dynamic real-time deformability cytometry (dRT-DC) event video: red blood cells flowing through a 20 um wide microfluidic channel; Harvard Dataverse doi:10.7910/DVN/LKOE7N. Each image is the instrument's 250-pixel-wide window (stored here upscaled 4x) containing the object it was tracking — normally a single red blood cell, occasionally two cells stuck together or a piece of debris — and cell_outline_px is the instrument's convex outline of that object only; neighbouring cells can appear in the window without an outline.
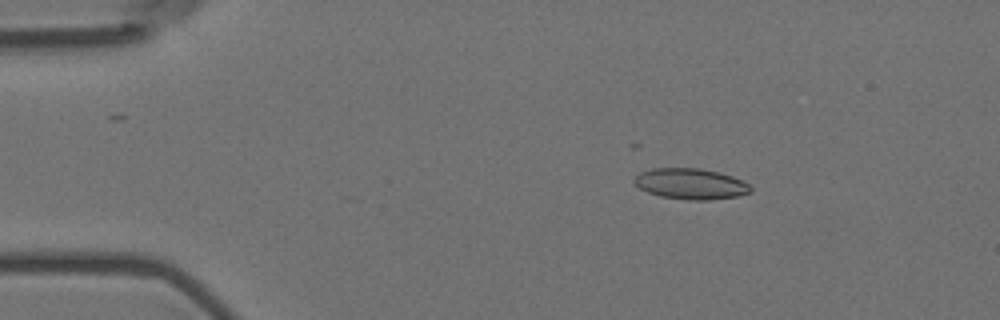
{"species": "Egyptian fruit bat (a non-hibernating species)", "species_latin": "Rousettus aegyptiacus", "temperature_condition": "room temperature", "stored_images_in_passage": 23, "camera_frame_rate_fps": 3000, "um_per_image_px": 0.085, "animal": {"sex": "female"}, "frame": {"image": 1, "passage_image": 9, "time_ms": 2.667, "image_size_px": [1000, 320], "cell_outline_px": [[752, 192], [736, 196], [708, 200], [688, 200], [660, 196], [648, 192], [640, 188], [632, 180], [640, 172], [652, 168], [700, 168], [732, 176], [748, 184], [752, 188]], "centroid_in_image_um": [58.69, 15.63], "position_along_channel_um": 26.3, "area_um2": 20.75}}
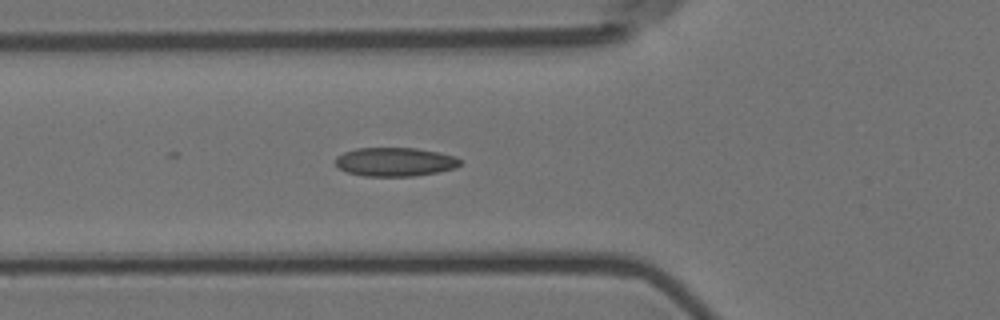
{"frame": {"image": 2, "passage_image": 20, "time_ms": 6.333, "image_size_px": [1000, 320], "cell_outline_px": [[464, 160], [456, 168], [436, 172], [412, 176], [364, 176], [348, 172], [340, 168], [336, 164], [336, 156], [344, 152], [356, 148], [416, 148], [456, 156]], "centroid_in_image_um": [33.6, 13.75], "position_along_channel_um": 92.2, "area_um2": 20.87}}
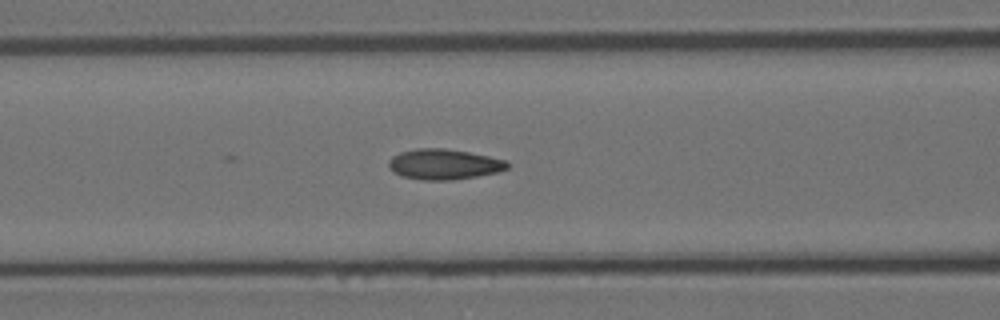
{"frame": {"image": 3, "passage_image": 23, "time_ms": 7.333, "image_size_px": [1000, 320], "cell_outline_px": [[508, 168], [496, 172], [476, 176], [452, 180], [424, 180], [400, 176], [392, 172], [388, 168], [388, 160], [392, 156], [400, 152], [416, 148], [444, 148], [468, 152], [488, 156], [504, 160], [508, 164]], "centroid_in_image_um": [37.66, 13.96], "position_along_channel_um": 128.9, "area_um2": 21.04}}